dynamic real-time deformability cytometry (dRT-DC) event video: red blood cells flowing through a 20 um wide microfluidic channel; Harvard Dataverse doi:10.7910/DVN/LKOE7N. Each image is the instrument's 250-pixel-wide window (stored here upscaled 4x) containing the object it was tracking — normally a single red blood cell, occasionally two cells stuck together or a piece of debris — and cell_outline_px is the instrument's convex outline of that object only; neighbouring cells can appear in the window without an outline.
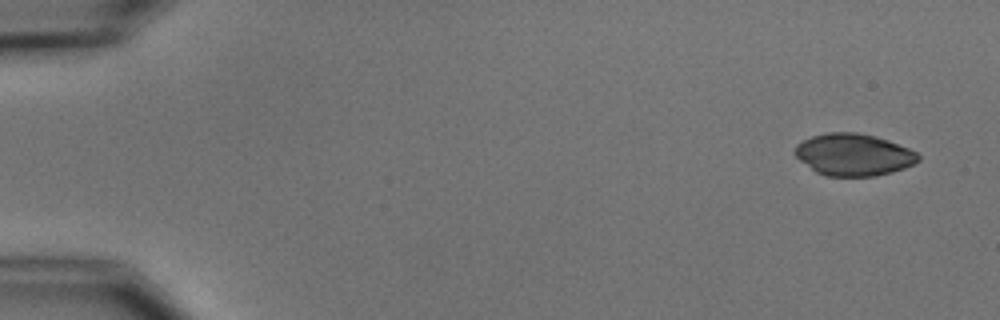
{"species": "common noctule bat (a hibernating species)", "species_latin": "Nyctalus noctula", "temperature_condition": "cold", "stored_images_in_passage": 4, "camera_frame_rate_fps": 3000, "um_per_image_px": 0.085, "animal": {"sex": "male", "body_mass_g": 15.6}, "frame": {"image": 1, "passage_image": 1, "time_ms": 0.0, "image_size_px": [1000, 320], "cell_outline_px": [[920, 160], [904, 168], [892, 172], [876, 176], [828, 176], [816, 172], [800, 160], [792, 152], [796, 144], [812, 136], [828, 132], [856, 132], [876, 136], [888, 140], [908, 148], [916, 152], [920, 156]], "centroid_in_image_um": [72.54, 13.14], "position_along_channel_um": 12.5, "area_um2": 30.23}}
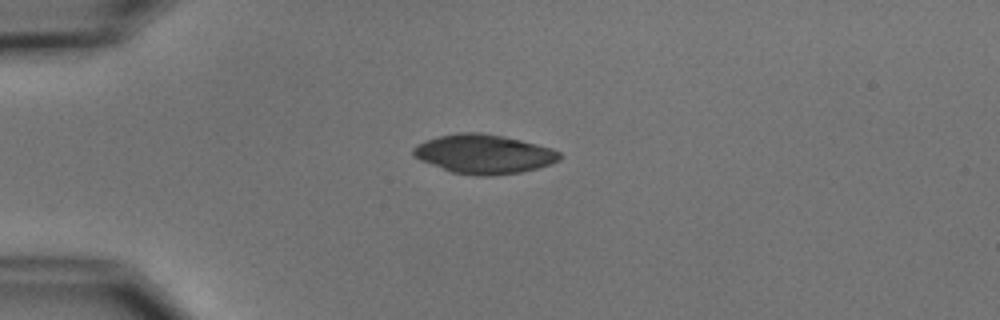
{"frame": {"image": 2, "passage_image": 4, "time_ms": 3.667, "image_size_px": [1000, 320], "cell_outline_px": [[560, 160], [552, 164], [520, 172], [492, 176], [476, 176], [452, 172], [420, 160], [412, 156], [412, 148], [416, 144], [440, 136], [456, 132], [480, 132], [504, 136], [552, 148], [560, 152]], "centroid_in_image_um": [41.12, 13.09], "position_along_channel_um": 43.9, "area_um2": 33.41}}